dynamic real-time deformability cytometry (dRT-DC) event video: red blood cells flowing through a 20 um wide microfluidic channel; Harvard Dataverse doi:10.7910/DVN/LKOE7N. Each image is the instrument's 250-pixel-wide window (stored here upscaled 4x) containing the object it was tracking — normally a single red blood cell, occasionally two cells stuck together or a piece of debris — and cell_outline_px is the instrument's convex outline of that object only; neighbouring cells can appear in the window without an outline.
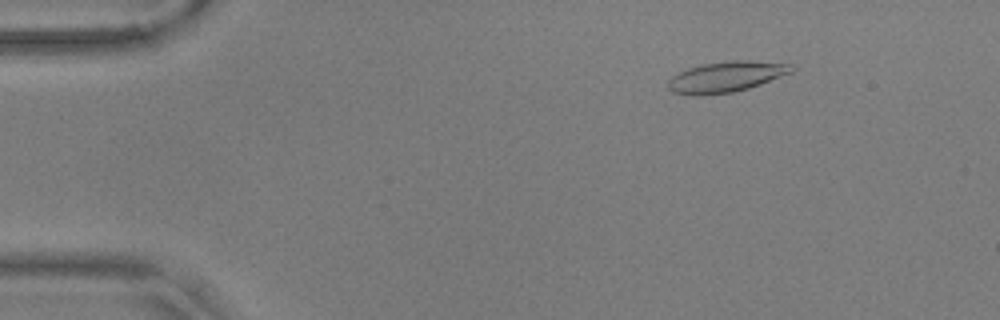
{"species": "common noctule bat (a hibernating species)", "species_latin": "Nyctalus noctula", "temperature_condition": "warm", "stored_images_in_passage": 51, "camera_frame_rate_fps": 3000, "um_per_image_px": 0.085, "animal": {"sex": "male", "body_mass_g": 17.9, "forearm_length_mm": 54.2}, "frame": {"image": 1, "passage_image": 3, "time_ms": 0.667, "image_size_px": [1000, 320], "cell_outline_px": [[796, 68], [792, 72], [760, 84], [748, 88], [732, 92], [696, 96], [692, 96], [672, 92], [668, 88], [668, 80], [672, 76], [688, 68], [704, 64], [732, 60], [748, 60], [792, 64]], "centroid_in_image_um": [61.71, 6.53], "position_along_channel_um": 23.3, "area_um2": 22.02}}
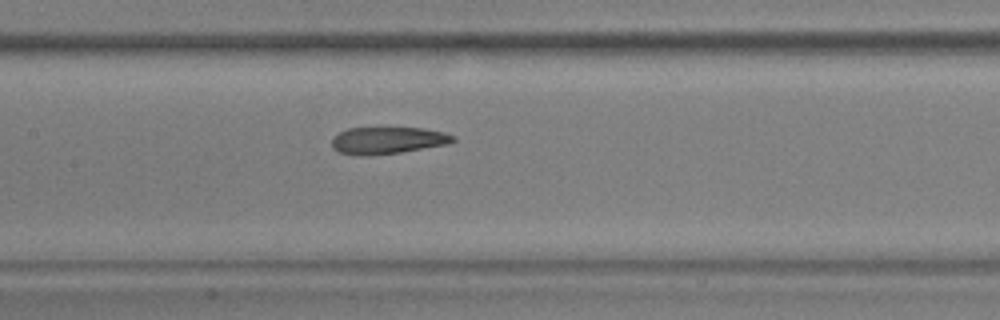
{"frame": {"image": 2, "passage_image": 22, "time_ms": 7.0, "image_size_px": [1000, 320], "cell_outline_px": [[456, 140], [448, 144], [400, 152], [368, 156], [352, 156], [340, 152], [332, 148], [332, 136], [348, 128], [424, 128], [444, 132], [456, 136]], "centroid_in_image_um": [32.93, 11.94], "position_along_channel_um": 174.5, "area_um2": 19.25}}
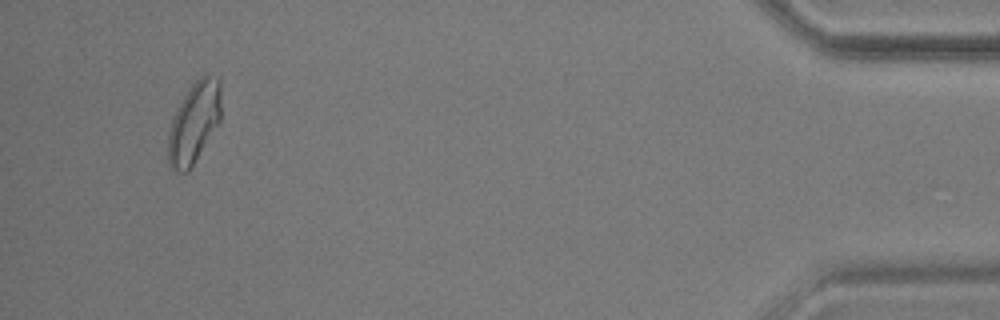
{"frame": {"image": 3, "passage_image": 48, "time_ms": 15.667, "image_size_px": [1000, 320], "cell_outline_px": [[220, 120], [188, 172], [180, 172], [172, 168], [168, 164], [168, 136], [172, 120], [176, 108], [188, 88], [204, 72], [216, 76], [220, 80]], "centroid_in_image_um": [16.49, 10.37], "position_along_channel_um": 418.7, "area_um2": 24.91}, "authors_computed_cell_mechanics": {"area_um2": 21.6172, "velocity_mm_per_s": 3.6244, "shape_relaxation_time_tau1_ms": null, "shape_relaxation_time_tau2_ms": 2.4405, "deformation_change_tau1": null, "deformation_change_tau2": 0.0997}}